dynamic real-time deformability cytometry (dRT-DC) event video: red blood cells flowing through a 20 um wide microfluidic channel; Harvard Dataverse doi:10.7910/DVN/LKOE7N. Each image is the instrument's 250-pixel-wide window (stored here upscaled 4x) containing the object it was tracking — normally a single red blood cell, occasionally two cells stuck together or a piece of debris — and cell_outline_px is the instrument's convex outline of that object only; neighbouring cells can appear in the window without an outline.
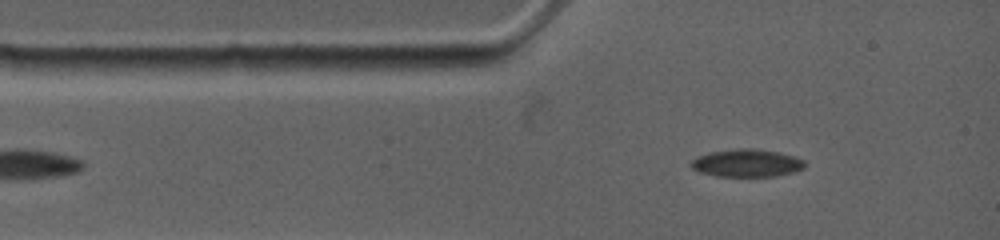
{"species": "common noctule bat (a hibernating species)", "species_latin": "Nyctalus noctula", "temperature_condition": "warm", "stored_images_in_passage": 52, "camera_frame_rate_fps": 4500, "um_per_image_px": 0.085, "animal": {"sex": "female", "body_mass_g": 19.0, "forearm_length_mm": 53.3}, "frame": {"image": 1, "passage_image": 1, "time_ms": 0.0, "image_size_px": [1000, 240], "cell_outline_px": [[808, 164], [804, 168], [792, 172], [776, 176], [716, 176], [700, 172], [692, 168], [688, 164], [696, 156], [708, 152], [736, 148], [752, 148], [780, 152], [804, 160]], "centroid_in_image_um": [63.45, 13.85], "position_along_channel_um": 21.5, "area_um2": 18.55}}
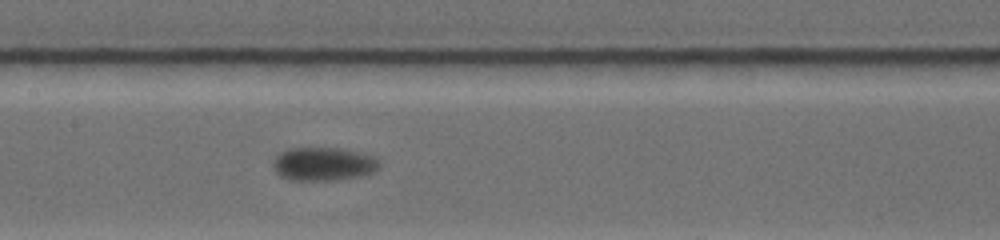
{"frame": {"image": 2, "passage_image": 14, "time_ms": 4.667, "image_size_px": [1000, 240], "cell_outline_px": [[380, 168], [376, 172], [364, 176], [336, 180], [292, 180], [280, 176], [272, 168], [272, 160], [280, 152], [288, 148], [336, 148], [360, 152], [376, 156], [380, 160]], "centroid_in_image_um": [27.53, 13.94], "position_along_channel_um": 179.9, "area_um2": 21.21}}
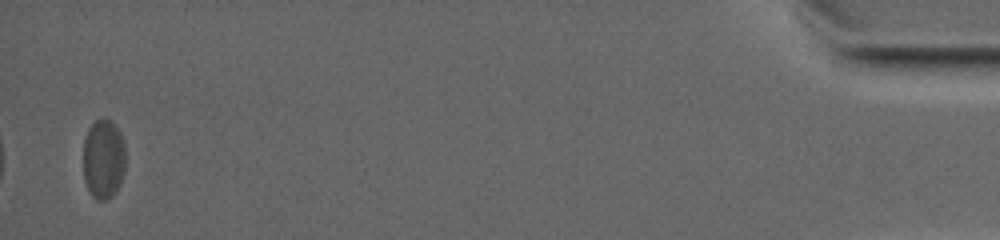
{"frame": {"image": 3, "passage_image": 47, "time_ms": 15.556, "image_size_px": [1000, 240], "cell_outline_px": [[124, 172], [120, 184], [112, 196], [108, 200], [96, 200], [88, 192], [84, 180], [84, 140], [88, 128], [96, 120], [112, 120], [120, 132], [124, 144]], "centroid_in_image_um": [8.79, 13.55], "position_along_channel_um": 426.4, "area_um2": 19.71}, "authors_computed_cell_mechanics": {"area_um2": 20.1433, "velocity_mm_per_s": 3.6569, "shape_relaxation_time_tau1_ms": 2.3734, "shape_relaxation_time_tau2_ms": null, "deformation_change_tau1": 0.0695, "deformation_change_tau2": null}}